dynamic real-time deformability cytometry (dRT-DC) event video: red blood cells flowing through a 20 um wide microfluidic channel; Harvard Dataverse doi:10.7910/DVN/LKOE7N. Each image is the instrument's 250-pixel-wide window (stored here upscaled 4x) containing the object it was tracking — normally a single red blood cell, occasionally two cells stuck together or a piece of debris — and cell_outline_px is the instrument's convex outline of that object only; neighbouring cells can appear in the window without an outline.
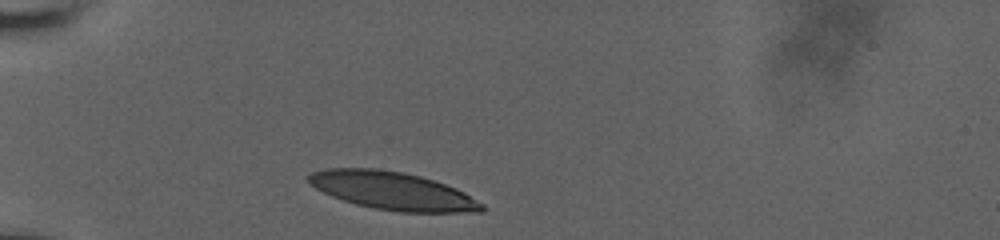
{"species": "human", "species_latin": "Homo sapiens", "temperature_condition": "room temperature", "stored_images_in_passage": 14, "camera_frame_rate_fps": 3000, "um_per_image_px": 0.085, "donor": {"sex": "male"}, "frame": {"image": 1, "passage_image": 1, "time_ms": 0.0, "image_size_px": [1000, 240], "cell_outline_px": [[484, 212], [400, 212], [372, 208], [356, 204], [332, 196], [316, 188], [308, 180], [308, 176], [312, 172], [328, 168], [376, 168], [404, 172], [420, 176], [456, 188], [464, 192], [484, 204]], "centroid_in_image_um": [33.39, 16.22], "position_along_channel_um": 51.6, "area_um2": 38.09}}
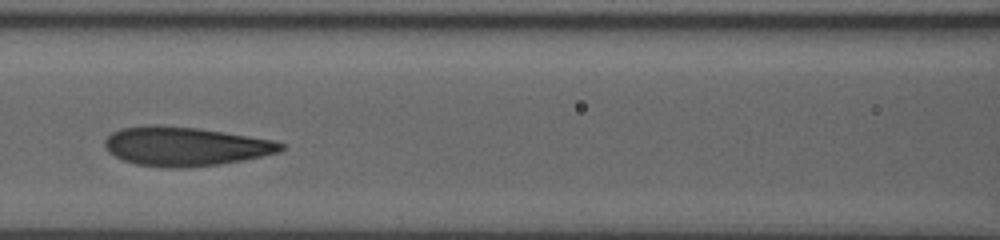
{"frame": {"image": 2, "passage_image": 7, "time_ms": 3.333, "image_size_px": [1000, 240], "cell_outline_px": [[284, 148], [280, 152], [244, 160], [220, 164], [188, 168], [164, 168], [136, 164], [124, 160], [108, 152], [104, 144], [104, 140], [112, 132], [120, 128], [148, 124], [156, 124], [196, 128], [224, 132], [272, 140], [284, 144]], "centroid_in_image_um": [15.71, 12.44], "position_along_channel_um": 150.9, "area_um2": 40.23}}
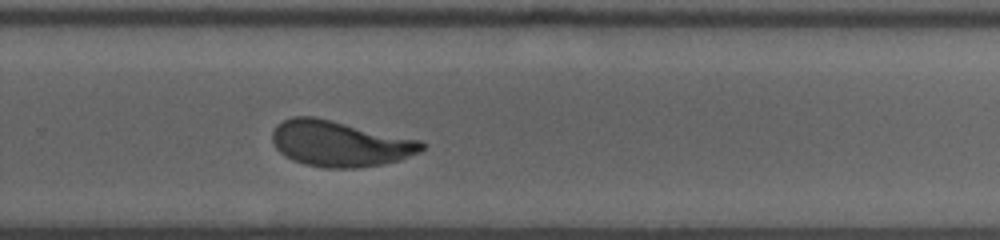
{"frame": {"image": 3, "passage_image": 14, "time_ms": 7.333, "image_size_px": [1000, 240], "cell_outline_px": [[428, 144], [424, 148], [400, 160], [384, 164], [360, 168], [324, 168], [304, 164], [292, 160], [284, 156], [272, 144], [272, 132], [276, 124], [292, 116], [312, 116], [332, 120], [420, 140]], "centroid_in_image_um": [28.85, 12.21], "position_along_channel_um": 301.0, "area_um2": 40.06}}